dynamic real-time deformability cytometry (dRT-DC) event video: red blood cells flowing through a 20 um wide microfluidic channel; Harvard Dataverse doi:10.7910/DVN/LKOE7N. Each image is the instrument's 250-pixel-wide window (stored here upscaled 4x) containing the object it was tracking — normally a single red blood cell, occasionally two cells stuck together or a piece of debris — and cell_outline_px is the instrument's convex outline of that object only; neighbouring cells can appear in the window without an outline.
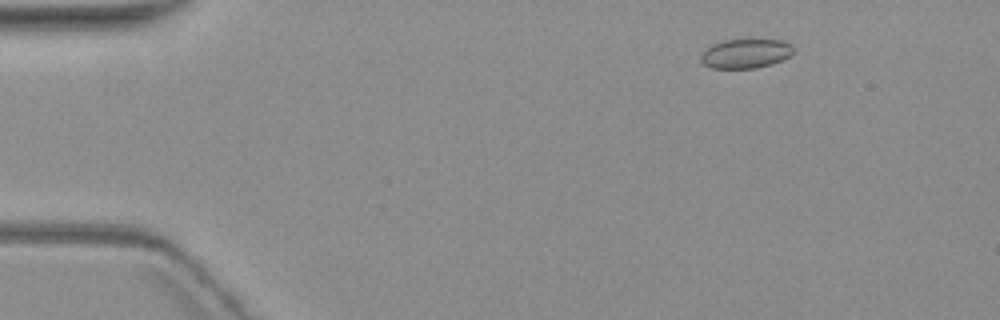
{"species": "common noctule bat (a hibernating species)", "species_latin": "Nyctalus noctula", "temperature_condition": "warm", "stored_images_in_passage": 4, "camera_frame_rate_fps": 3000, "um_per_image_px": 0.085, "animal": {"sex": "female", "body_mass_g": 19.3, "forearm_length_mm": 54.1}, "frame": {"image": 1, "passage_image": 3, "time_ms": 2.333, "image_size_px": [1000, 320], "cell_outline_px": [[792, 52], [788, 56], [772, 64], [756, 68], [712, 68], [704, 64], [700, 60], [700, 52], [712, 44], [720, 40], [784, 40], [792, 44]], "centroid_in_image_um": [63.32, 4.54], "position_along_channel_um": 21.7, "area_um2": 15.84}}
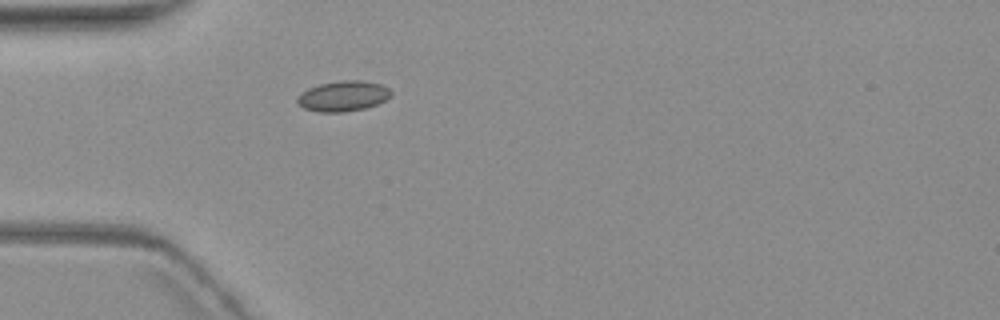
{"frame": {"image": 2, "passage_image": 4, "time_ms": 5.667, "image_size_px": [1000, 320], "cell_outline_px": [[392, 96], [376, 104], [364, 108], [344, 112], [320, 112], [304, 108], [296, 100], [308, 88], [320, 84], [340, 80], [364, 80], [380, 84], [388, 88], [392, 92]], "centroid_in_image_um": [29.2, 8.16], "position_along_channel_um": 55.8, "area_um2": 16.42}}